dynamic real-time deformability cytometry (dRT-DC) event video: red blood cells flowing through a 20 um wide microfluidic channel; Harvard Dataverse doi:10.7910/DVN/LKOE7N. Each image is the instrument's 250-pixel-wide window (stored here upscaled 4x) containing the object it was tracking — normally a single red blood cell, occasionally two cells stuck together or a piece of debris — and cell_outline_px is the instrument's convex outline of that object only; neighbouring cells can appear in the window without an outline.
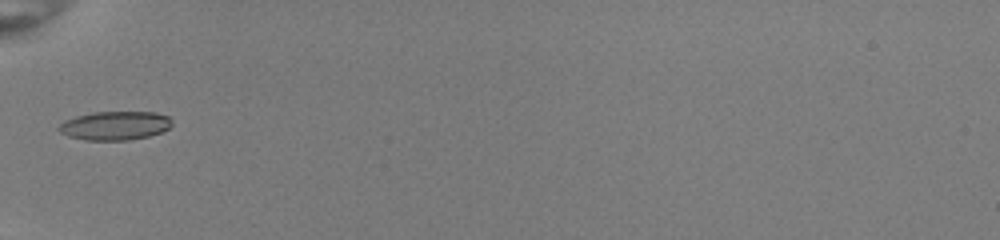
{"species": "common noctule bat (a hibernating species)", "species_latin": "Nyctalus noctula", "temperature_condition": "room temperature", "stored_images_in_passage": 33, "camera_frame_rate_fps": 3000, "um_per_image_px": 0.085, "animal": {"sex": "female", "body_mass_g": 22.0, "forearm_length_mm": 56.7}, "frame": {"image": 1, "passage_image": 1, "time_ms": 0.0, "image_size_px": [1000, 240], "cell_outline_px": [[172, 124], [168, 128], [160, 132], [148, 136], [128, 140], [84, 140], [68, 136], [60, 132], [56, 128], [64, 120], [76, 116], [92, 112], [156, 112], [168, 116], [172, 120]], "centroid_in_image_um": [9.75, 10.67], "position_along_channel_um": 75.3, "area_um2": 19.02}}
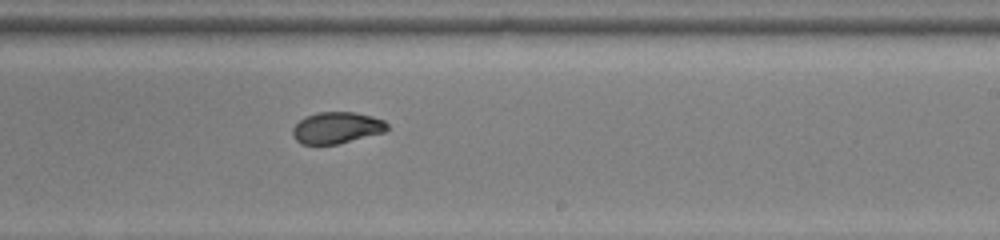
{"frame": {"image": 2, "passage_image": 15, "time_ms": 4.667, "image_size_px": [1000, 240], "cell_outline_px": [[388, 128], [384, 132], [336, 144], [304, 144], [296, 140], [292, 136], [292, 128], [304, 116], [316, 112], [356, 112], [372, 116], [384, 120], [388, 124]], "centroid_in_image_um": [28.6, 10.84], "position_along_channel_um": 260.4, "area_um2": 17.34}}
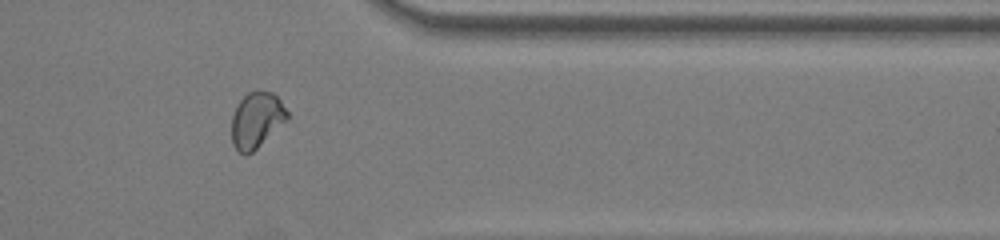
{"frame": {"image": 3, "passage_image": 25, "time_ms": 8.0, "image_size_px": [1000, 240], "cell_outline_px": [[288, 116], [252, 152], [244, 156], [232, 144], [232, 116], [240, 100], [248, 92], [256, 88], [272, 92], [280, 100], [288, 112]], "centroid_in_image_um": [21.77, 10.15], "position_along_channel_um": 389.6, "area_um2": 17.69}, "authors_computed_cell_mechanics": {"area_um2": 18.207, "velocity_mm_per_s": 4.0078, "shape_relaxation_time_tau1_ms": 5.5423, "shape_relaxation_time_tau2_ms": 1.3261, "deformation_change_tau1": 0.1477, "deformation_change_tau2": 0.0514}}